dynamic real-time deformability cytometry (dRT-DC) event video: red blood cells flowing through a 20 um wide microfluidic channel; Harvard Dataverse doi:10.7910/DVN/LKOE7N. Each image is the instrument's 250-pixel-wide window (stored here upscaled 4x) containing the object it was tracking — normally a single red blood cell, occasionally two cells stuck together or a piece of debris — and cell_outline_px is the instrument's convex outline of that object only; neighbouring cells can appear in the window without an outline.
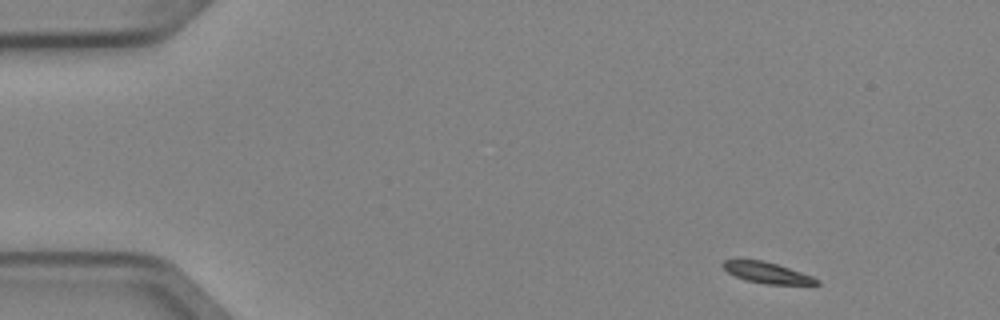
{"species": "Egyptian fruit bat (a non-hibernating species)", "species_latin": "Rousettus aegyptiacus", "temperature_condition": "cold", "stored_images_in_passage": 3, "camera_frame_rate_fps": 3000, "um_per_image_px": 0.085, "animal": {"sex": "female"}, "frame": {"image": 1, "passage_image": 1, "time_ms": 0.0, "image_size_px": [1000, 320], "cell_outline_px": [[820, 284], [764, 284], [744, 280], [728, 272], [720, 264], [724, 260], [764, 260], [812, 276], [820, 280]], "centroid_in_image_um": [65.18, 23.18], "position_along_channel_um": 19.8, "area_um2": 11.33}}
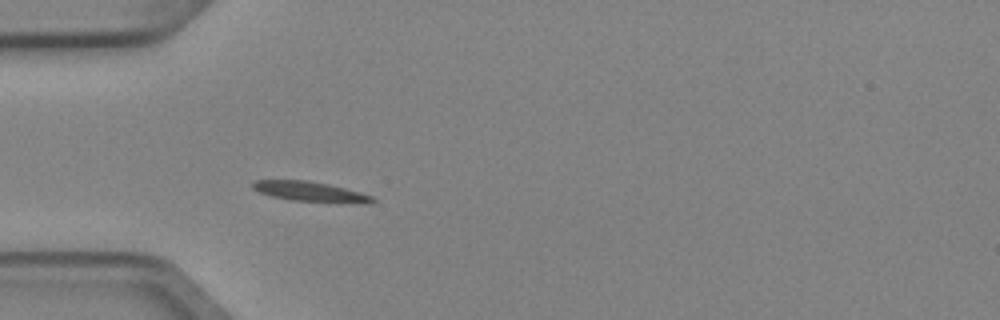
{"frame": {"image": 2, "passage_image": 3, "time_ms": 0.667, "image_size_px": [1000, 320], "cell_outline_px": [[376, 200], [372, 204], [364, 204], [292, 200], [272, 196], [260, 192], [252, 188], [252, 184], [256, 180], [308, 180], [328, 184], [360, 192], [372, 196]], "centroid_in_image_um": [26.44, 16.3], "position_along_channel_um": 58.6, "area_um2": 13.93}}